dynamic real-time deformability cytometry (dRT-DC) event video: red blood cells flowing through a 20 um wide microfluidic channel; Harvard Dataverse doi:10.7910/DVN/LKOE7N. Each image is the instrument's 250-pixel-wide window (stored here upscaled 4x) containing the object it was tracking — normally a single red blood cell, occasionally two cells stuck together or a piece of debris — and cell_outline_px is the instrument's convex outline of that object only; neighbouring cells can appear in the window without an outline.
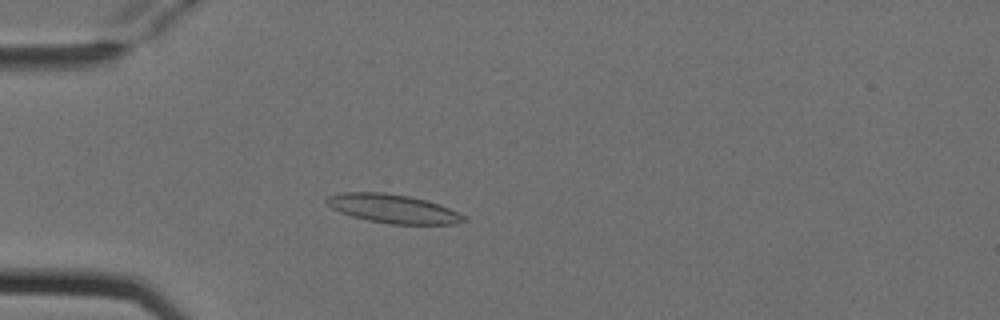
{"species": "Egyptian fruit bat (a non-hibernating species)", "species_latin": "Rousettus aegyptiacus", "temperature_condition": "cold", "stored_images_in_passage": 3, "camera_frame_rate_fps": 3000, "um_per_image_px": 0.085, "animal": {"sex": "female"}, "frame": {"image": 1, "passage_image": 3, "time_ms": 0.667, "image_size_px": [1000, 320], "cell_outline_px": [[468, 220], [456, 224], [392, 224], [368, 220], [352, 216], [340, 212], [332, 208], [324, 200], [328, 196], [344, 192], [384, 192], [408, 196], [424, 200], [460, 212], [468, 216]], "centroid_in_image_um": [33.43, 17.74], "position_along_channel_um": 51.6, "area_um2": 22.89}}